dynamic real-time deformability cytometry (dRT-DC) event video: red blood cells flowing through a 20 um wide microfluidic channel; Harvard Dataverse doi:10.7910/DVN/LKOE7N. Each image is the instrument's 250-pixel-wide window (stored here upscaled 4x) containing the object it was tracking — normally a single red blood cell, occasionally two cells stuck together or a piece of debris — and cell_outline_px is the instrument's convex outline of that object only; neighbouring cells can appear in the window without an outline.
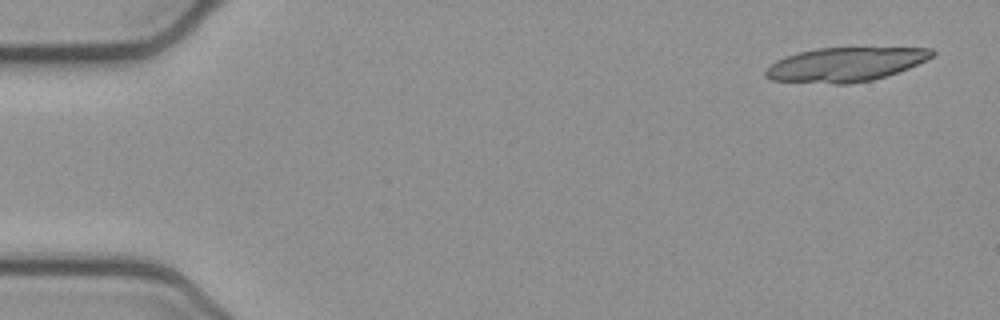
{"species": "common noctule bat (a hibernating species)", "species_latin": "Nyctalus noctula", "temperature_condition": "cold", "stored_images_in_passage": 18, "camera_frame_rate_fps": 3000, "um_per_image_px": 0.085, "animal": {"sex": "female", "body_mass_g": 21.9}, "frame": {"image": 1, "passage_image": 3, "time_ms": 0.667, "image_size_px": [1000, 320], "cell_outline_px": [[936, 52], [932, 56], [908, 68], [872, 80], [848, 84], [832, 84], [772, 80], [764, 76], [764, 72], [776, 60], [800, 52], [816, 48], [932, 48]], "centroid_in_image_um": [71.82, 5.48], "position_along_channel_um": 13.2, "area_um2": 32.66}}